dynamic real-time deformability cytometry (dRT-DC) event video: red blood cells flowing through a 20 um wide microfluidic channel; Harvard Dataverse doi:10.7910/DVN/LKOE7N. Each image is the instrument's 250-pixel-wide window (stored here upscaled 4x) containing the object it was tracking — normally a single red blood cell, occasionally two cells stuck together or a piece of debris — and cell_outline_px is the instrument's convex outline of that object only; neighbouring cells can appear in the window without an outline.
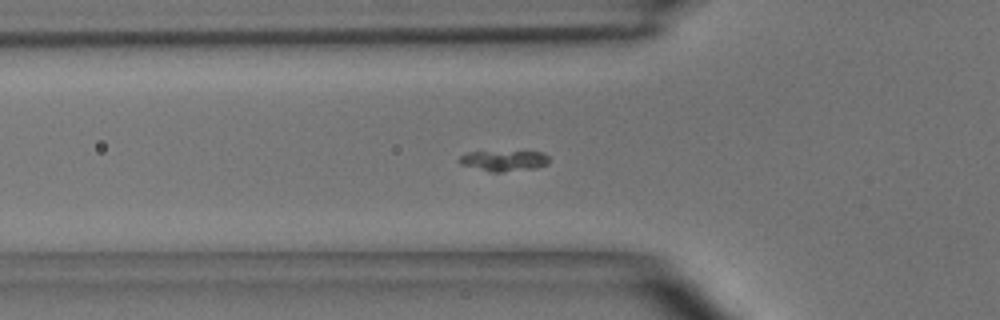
{"species": "common noctule bat (a hibernating species)", "species_latin": "Nyctalus noctula", "temperature_condition": "room temperature", "stored_images_in_passage": 51, "camera_frame_rate_fps": 3000, "um_per_image_px": 0.085, "animal": {"sex": "male", "body_mass_g": 15.6}, "frame": {"image": 1, "passage_image": 18, "time_ms": 5.667, "image_size_px": [1000, 320], "cell_outline_px": [[548, 164], [532, 168], [500, 172], [492, 172], [460, 164], [456, 160], [460, 156], [468, 152], [544, 152], [548, 156]], "centroid_in_image_um": [42.79, 13.66], "position_along_channel_um": 83.0, "area_um2": 10.58}}
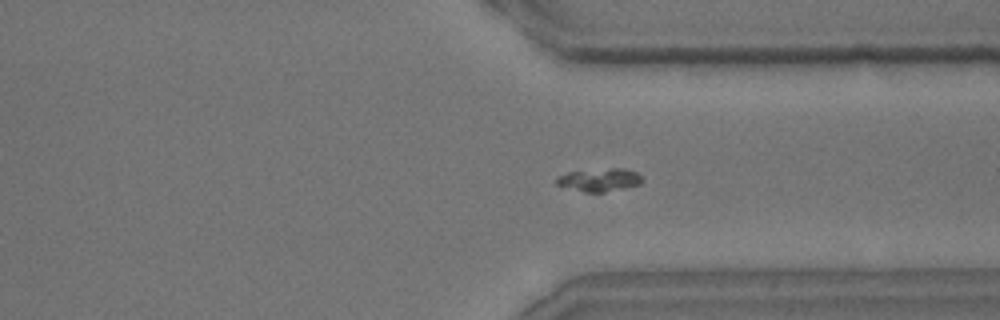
{"frame": {"image": 2, "passage_image": 39, "time_ms": 12.667, "image_size_px": [1000, 320], "cell_outline_px": [[644, 180], [640, 184], [604, 192], [584, 192], [556, 184], [556, 176], [568, 172], [612, 168], [624, 168], [636, 172]], "centroid_in_image_um": [50.95, 15.28], "position_along_channel_um": 360.4, "area_um2": 11.33}}
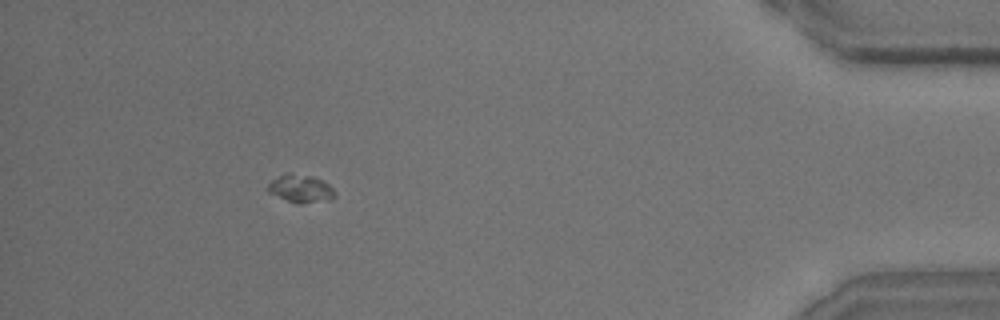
{"frame": {"image": 3, "passage_image": 47, "time_ms": 15.333, "image_size_px": [1000, 320], "cell_outline_px": [[336, 196], [332, 200], [300, 204], [288, 200], [268, 192], [268, 184], [272, 180], [288, 172], [292, 172], [312, 176], [324, 180], [336, 192]], "centroid_in_image_um": [25.62, 16.02], "position_along_channel_um": 409.6, "area_um2": 10.98}}